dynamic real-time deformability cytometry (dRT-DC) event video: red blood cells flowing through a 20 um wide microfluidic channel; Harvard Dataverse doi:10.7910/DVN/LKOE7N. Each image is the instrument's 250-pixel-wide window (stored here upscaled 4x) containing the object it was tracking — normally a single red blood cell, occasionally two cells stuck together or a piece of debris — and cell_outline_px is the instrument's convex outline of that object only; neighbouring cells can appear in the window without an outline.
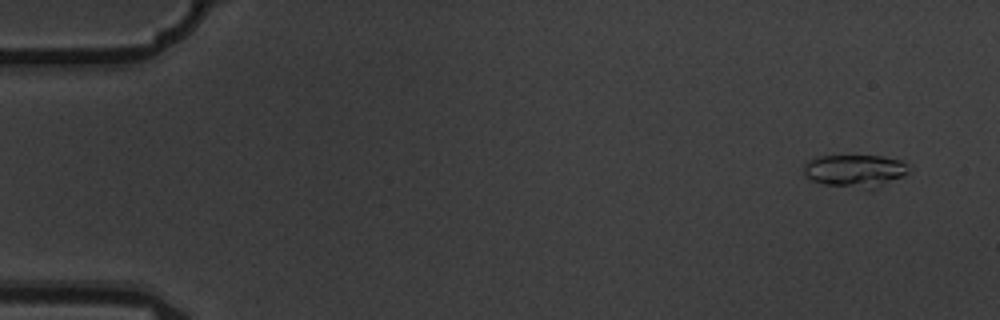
{"species": "common noctule bat (a hibernating species)", "species_latin": "Nyctalus noctula", "temperature_condition": "warm", "stored_images_in_passage": 5, "camera_frame_rate_fps": 3000, "um_per_image_px": 0.085, "animal": {"sex": "male", "body_mass_g": 19.5, "forearm_length_mm": 54.6}, "frame": {"image": 1, "passage_image": 1, "time_ms": 0.0, "image_size_px": [1000, 320], "cell_outline_px": [[908, 172], [904, 176], [872, 192], [868, 192], [824, 184], [812, 180], [804, 176], [804, 164], [808, 160], [816, 156], [880, 156], [900, 160], [904, 164]], "centroid_in_image_um": [72.67, 14.58], "position_along_channel_um": 12.3, "area_um2": 20.63}}